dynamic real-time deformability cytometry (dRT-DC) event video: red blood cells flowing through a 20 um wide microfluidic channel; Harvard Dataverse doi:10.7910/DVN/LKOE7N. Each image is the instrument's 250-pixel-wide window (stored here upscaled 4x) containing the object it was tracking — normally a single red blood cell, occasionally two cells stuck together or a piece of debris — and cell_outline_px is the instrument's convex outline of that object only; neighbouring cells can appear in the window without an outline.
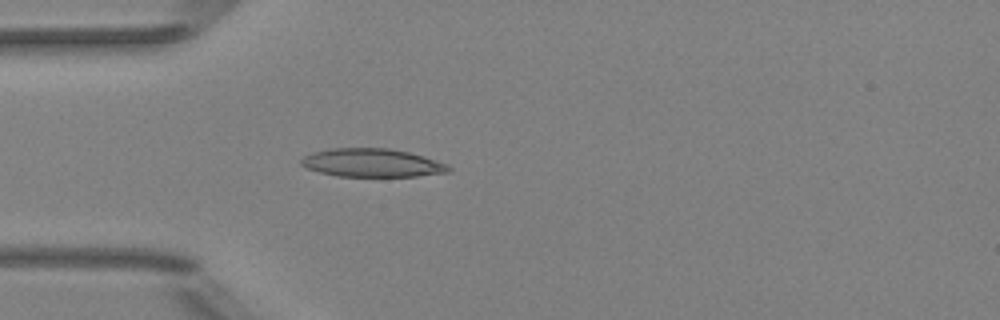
{"species": "Egyptian fruit bat (a non-hibernating species)", "species_latin": "Rousettus aegyptiacus", "temperature_condition": "room temperature", "stored_images_in_passage": 3, "camera_frame_rate_fps": 3000, "um_per_image_px": 0.085, "animal": {"sex": "female"}, "frame": {"image": 1, "passage_image": 3, "time_ms": 3.0, "image_size_px": [1000, 320], "cell_outline_px": [[452, 168], [448, 172], [416, 176], [336, 176], [320, 172], [308, 168], [300, 164], [300, 160], [304, 156], [312, 152], [332, 148], [388, 148], [408, 152], [424, 156], [448, 164]], "centroid_in_image_um": [31.63, 13.83], "position_along_channel_um": 53.4, "area_um2": 24.28}}